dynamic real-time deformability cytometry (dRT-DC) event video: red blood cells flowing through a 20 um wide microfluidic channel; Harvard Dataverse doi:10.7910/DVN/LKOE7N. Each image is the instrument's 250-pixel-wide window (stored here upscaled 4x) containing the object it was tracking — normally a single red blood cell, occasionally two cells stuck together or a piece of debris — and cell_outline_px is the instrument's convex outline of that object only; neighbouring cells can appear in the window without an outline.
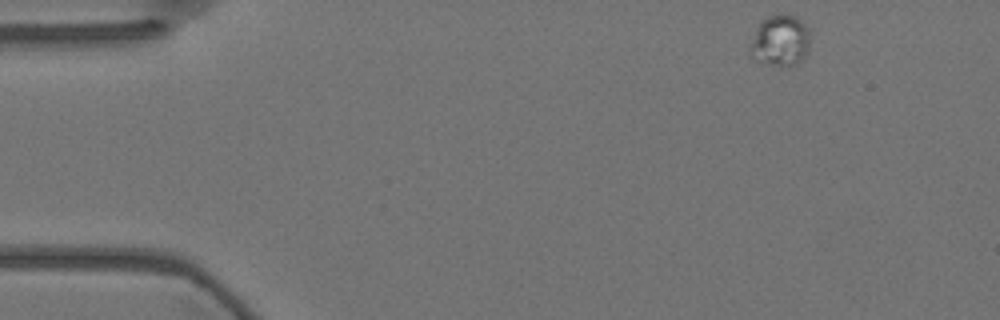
{"species": "Egyptian fruit bat (a non-hibernating species)", "species_latin": "Rousettus aegyptiacus", "temperature_condition": "warm", "stored_images_in_passage": 33, "camera_frame_rate_fps": 3000, "um_per_image_px": 0.085, "animal": {"sex": "female"}, "frame": {"image": 1, "passage_image": 1, "time_ms": 0.0, "image_size_px": [1000, 320], "cell_outline_px": [[808, 52], [796, 64], [768, 64], [756, 60], [748, 56], [748, 48], [756, 28], [768, 16], [780, 12], [784, 12], [796, 16], [808, 28]], "centroid_in_image_um": [66.27, 3.41], "position_along_channel_um": 18.7, "area_um2": 17.92}}
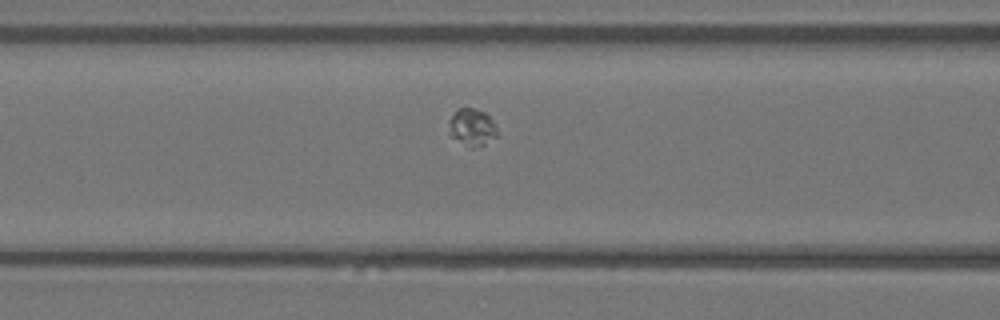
{"frame": {"image": 2, "passage_image": 18, "time_ms": 5.667, "image_size_px": [1000, 320], "cell_outline_px": [[496, 136], [484, 144], [472, 148], [452, 136], [448, 132], [448, 120], [456, 108], [472, 108], [484, 112], [492, 120], [496, 128]], "centroid_in_image_um": [40.07, 10.78], "position_along_channel_um": 126.5, "area_um2": 10.29}}
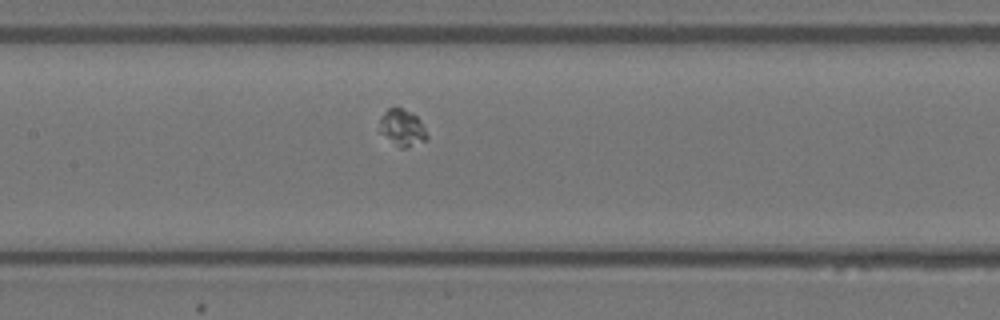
{"frame": {"image": 3, "passage_image": 22, "time_ms": 7.0, "image_size_px": [1000, 320], "cell_outline_px": [[428, 140], [408, 148], [400, 148], [380, 132], [380, 116], [388, 108], [400, 108], [412, 112], [420, 120], [428, 136]], "centroid_in_image_um": [34.21, 10.87], "position_along_channel_um": 173.2, "area_um2": 10.12}}